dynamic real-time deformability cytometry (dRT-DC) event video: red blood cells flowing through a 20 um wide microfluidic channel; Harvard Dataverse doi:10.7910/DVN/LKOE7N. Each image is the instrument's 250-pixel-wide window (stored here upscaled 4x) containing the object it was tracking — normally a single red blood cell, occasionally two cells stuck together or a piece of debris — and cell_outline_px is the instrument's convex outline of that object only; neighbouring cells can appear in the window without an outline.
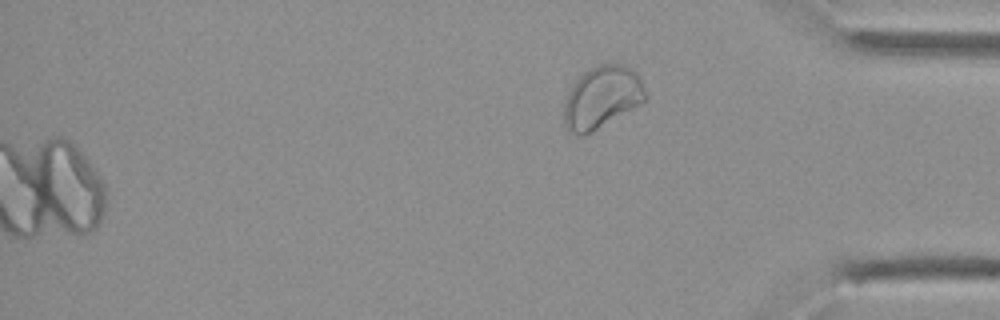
{"species": "Egyptian fruit bat (a non-hibernating species)", "species_latin": "Rousettus aegyptiacus", "temperature_condition": "cold", "stored_images_in_passage": 27, "camera_frame_rate_fps": 3000, "um_per_image_px": 0.085, "animal": {"sex": "female"}, "frame": {"image": 1, "passage_image": 27, "time_ms": 8.667, "image_size_px": [1000, 320], "cell_outline_px": [[644, 104], [592, 132], [584, 136], [572, 136], [564, 128], [564, 104], [568, 92], [576, 76], [588, 68], [596, 64], [624, 64], [632, 68], [636, 72], [644, 88]], "centroid_in_image_um": [51.12, 8.3], "position_along_channel_um": 384.1, "area_um2": 30.35}}